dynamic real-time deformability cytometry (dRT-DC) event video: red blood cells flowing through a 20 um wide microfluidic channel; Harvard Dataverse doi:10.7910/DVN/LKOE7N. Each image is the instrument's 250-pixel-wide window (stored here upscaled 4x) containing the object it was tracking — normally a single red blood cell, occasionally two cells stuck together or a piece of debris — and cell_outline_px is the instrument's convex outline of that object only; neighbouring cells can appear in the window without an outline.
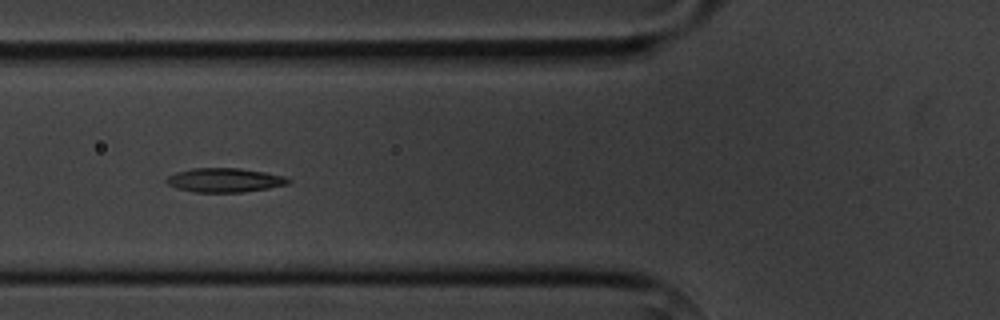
{"species": "common noctule bat (a hibernating species)", "species_latin": "Nyctalus noctula", "temperature_condition": "cold", "stored_images_in_passage": 7, "camera_frame_rate_fps": 3000, "um_per_image_px": 0.085, "animal": {"sex": "male", "body_mass_g": 20.1, "forearm_length_mm": 53.5}, "frame": {"image": 1, "passage_image": 6, "time_ms": 5.667, "image_size_px": [1000, 320], "cell_outline_px": [[292, 180], [288, 184], [268, 188], [240, 192], [196, 192], [176, 188], [168, 184], [164, 180], [168, 176], [176, 172], [192, 168], [240, 168], [264, 172], [284, 176]], "centroid_in_image_um": [19.08, 15.3], "position_along_channel_um": 106.7, "area_um2": 17.05}}
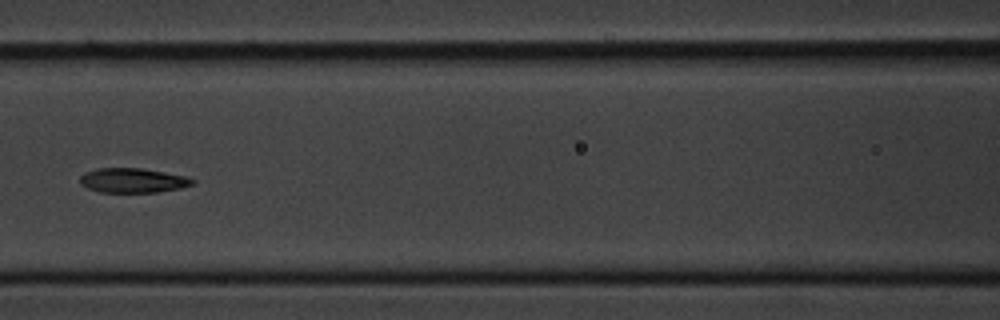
{"frame": {"image": 2, "passage_image": 7, "time_ms": 7.0, "image_size_px": [1000, 320], "cell_outline_px": [[196, 184], [180, 188], [156, 192], [100, 192], [88, 188], [80, 184], [80, 176], [84, 172], [100, 168], [140, 168], [188, 176], [196, 180]], "centroid_in_image_um": [11.32, 15.33], "position_along_channel_um": 155.3, "area_um2": 16.18}}